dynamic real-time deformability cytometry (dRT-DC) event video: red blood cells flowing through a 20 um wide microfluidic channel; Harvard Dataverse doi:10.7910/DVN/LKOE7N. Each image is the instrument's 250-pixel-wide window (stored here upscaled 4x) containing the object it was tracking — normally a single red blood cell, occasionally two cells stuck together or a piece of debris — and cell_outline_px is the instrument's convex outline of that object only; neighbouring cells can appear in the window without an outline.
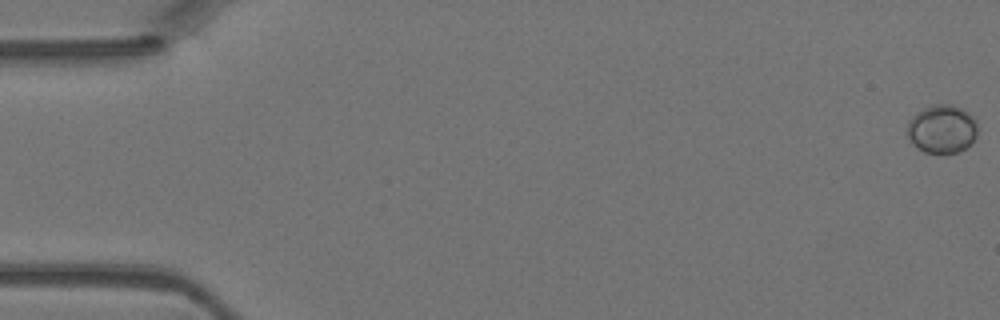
{"species": "Egyptian fruit bat (a non-hibernating species)", "species_latin": "Rousettus aegyptiacus", "temperature_condition": "warm", "stored_images_in_passage": 46, "camera_frame_rate_fps": 3000, "um_per_image_px": 0.085, "animal": {"sex": "female"}, "frame": {"image": 1, "passage_image": 1, "time_ms": 0.0, "image_size_px": [1000, 320], "cell_outline_px": [[976, 136], [964, 148], [956, 152], [924, 152], [916, 148], [908, 140], [908, 124], [912, 116], [916, 112], [924, 108], [936, 104], [952, 104], [968, 112], [976, 120]], "centroid_in_image_um": [80.03, 10.95], "position_along_channel_um": 5.0, "area_um2": 19.59}}
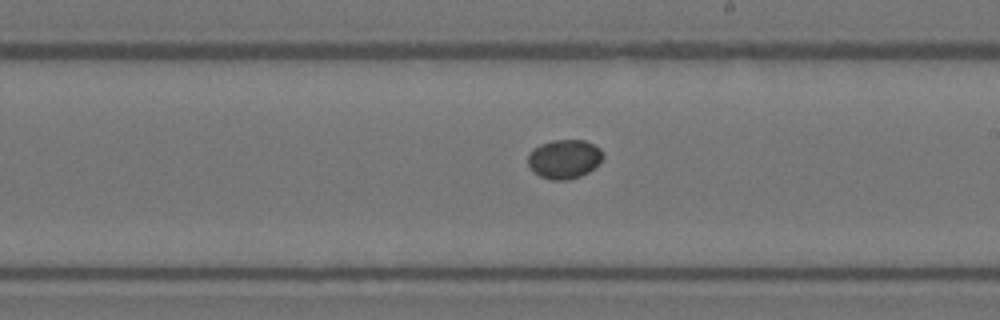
{"frame": {"image": 2, "passage_image": 27, "time_ms": 8.667, "image_size_px": [1000, 320], "cell_outline_px": [[604, 156], [588, 172], [580, 176], [568, 180], [552, 180], [540, 176], [528, 164], [528, 152], [532, 148], [540, 144], [552, 140], [584, 140], [600, 148], [604, 152]], "centroid_in_image_um": [47.95, 13.5], "position_along_channel_um": 241.1, "area_um2": 16.99}}
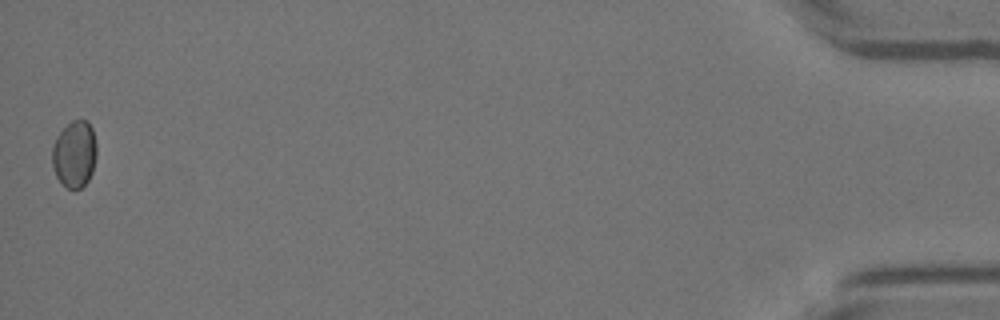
{"frame": {"image": 3, "passage_image": 46, "time_ms": 15.0, "image_size_px": [1000, 320], "cell_outline_px": [[96, 156], [92, 172], [88, 180], [80, 188], [68, 188], [56, 176], [52, 168], [52, 144], [56, 136], [72, 120], [88, 120], [92, 128], [96, 144]], "centroid_in_image_um": [6.32, 13.07], "position_along_channel_um": 428.9, "area_um2": 17.28}}